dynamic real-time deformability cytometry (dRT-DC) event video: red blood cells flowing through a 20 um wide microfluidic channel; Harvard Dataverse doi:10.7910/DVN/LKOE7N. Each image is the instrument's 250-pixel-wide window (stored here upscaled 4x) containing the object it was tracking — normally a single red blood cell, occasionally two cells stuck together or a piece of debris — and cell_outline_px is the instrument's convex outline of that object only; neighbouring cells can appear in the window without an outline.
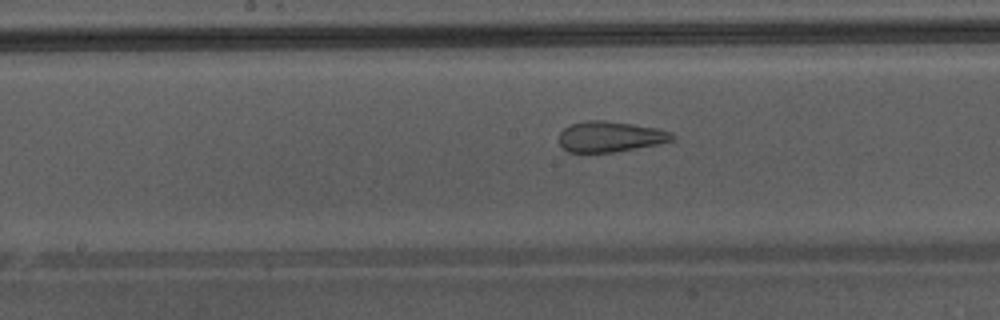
{"species": "Egyptian fruit bat (a non-hibernating species)", "species_latin": "Rousettus aegyptiacus", "temperature_condition": "warm", "stored_images_in_passage": 40, "camera_frame_rate_fps": 3000, "um_per_image_px": 0.085, "animal": {"sex": "male"}, "frame": {"image": 1, "passage_image": 18, "time_ms": 5.667, "image_size_px": [1000, 320], "cell_outline_px": [[676, 140], [656, 144], [612, 152], [568, 152], [560, 144], [560, 132], [568, 124], [588, 120], [604, 120], [632, 124], [656, 128], [672, 132], [676, 136]], "centroid_in_image_um": [51.87, 11.6], "position_along_channel_um": 196.3, "area_um2": 20.11}}
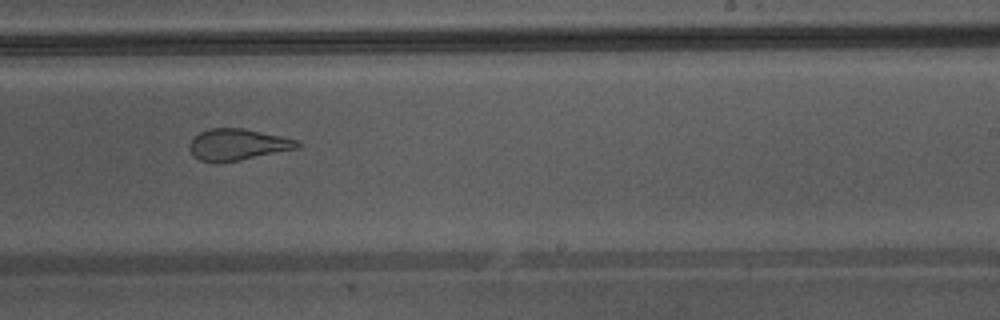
{"frame": {"image": 2, "passage_image": 23, "time_ms": 7.333, "image_size_px": [1000, 320], "cell_outline_px": [[300, 148], [240, 160], [212, 164], [200, 160], [192, 156], [188, 148], [192, 140], [200, 132], [208, 128], [244, 128], [300, 140]], "centroid_in_image_um": [20.19, 12.3], "position_along_channel_um": 268.8, "area_um2": 20.06}, "authors_computed_cell_mechanics": {"area_um2": 24.4783, "velocity_mm_per_s": 4.362, "shape_relaxation_time_tau1_ms": null, "shape_relaxation_time_tau2_ms": 1.0276, "deformation_change_tau1": null, "deformation_change_tau2": 0.0971}}